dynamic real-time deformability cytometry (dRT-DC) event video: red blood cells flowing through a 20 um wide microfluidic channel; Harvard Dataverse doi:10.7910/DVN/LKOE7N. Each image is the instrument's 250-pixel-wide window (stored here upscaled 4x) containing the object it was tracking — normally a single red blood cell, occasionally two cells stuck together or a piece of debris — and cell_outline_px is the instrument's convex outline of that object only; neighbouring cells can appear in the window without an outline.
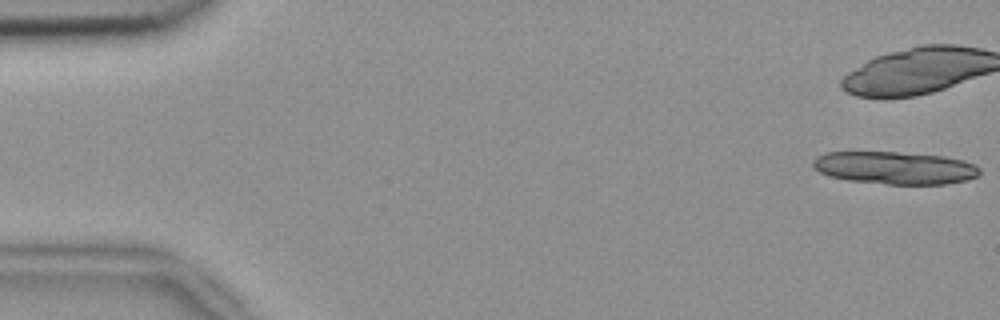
{"species": "common noctule bat (a hibernating species)", "species_latin": "Nyctalus noctula", "temperature_condition": "room temperature", "stored_images_in_passage": 52, "camera_frame_rate_fps": 3000, "um_per_image_px": 0.085, "animal": {"sex": "female", "body_mass_g": 18.4}, "frame": {"image": 1, "passage_image": 1, "time_ms": 0.0, "image_size_px": [1000, 320], "cell_outline_px": [[980, 172], [976, 176], [968, 180], [944, 184], [888, 184], [848, 180], [828, 176], [820, 172], [812, 164], [812, 160], [816, 156], [824, 152], [896, 152], [944, 156], [964, 160], [976, 164], [980, 168]], "centroid_in_image_um": [76.07, 14.26], "position_along_channel_um": 8.9, "area_um2": 31.79}}